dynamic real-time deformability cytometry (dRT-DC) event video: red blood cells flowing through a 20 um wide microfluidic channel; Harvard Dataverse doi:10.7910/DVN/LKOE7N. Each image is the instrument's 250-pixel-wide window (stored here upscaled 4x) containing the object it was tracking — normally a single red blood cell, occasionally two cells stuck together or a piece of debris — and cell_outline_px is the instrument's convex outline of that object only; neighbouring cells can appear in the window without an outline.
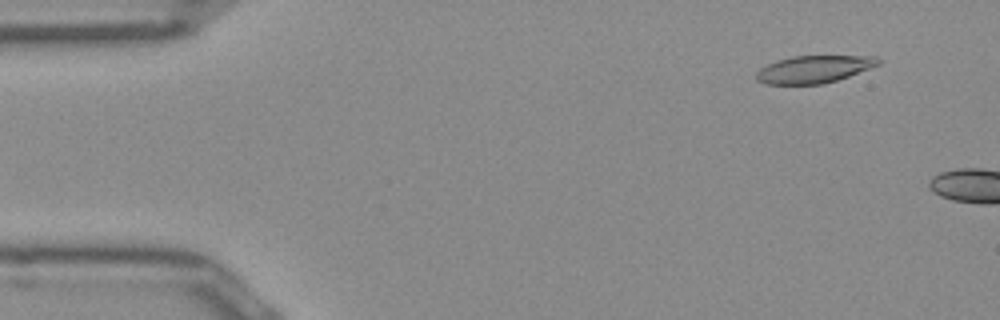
{"species": "Egyptian fruit bat (a non-hibernating species)", "species_latin": "Rousettus aegyptiacus", "temperature_condition": "room temperature", "stored_images_in_passage": 6, "camera_frame_rate_fps": 3000, "um_per_image_px": 0.085, "frame": {"image": 1, "passage_image": 4, "time_ms": 1.0, "image_size_px": [1000, 320], "cell_outline_px": [[880, 64], [848, 76], [836, 80], [820, 84], [764, 84], [756, 80], [756, 72], [760, 68], [776, 60], [792, 56], [876, 56], [880, 60]], "centroid_in_image_um": [69.14, 5.88], "position_along_channel_um": 15.9, "area_um2": 19.36}}